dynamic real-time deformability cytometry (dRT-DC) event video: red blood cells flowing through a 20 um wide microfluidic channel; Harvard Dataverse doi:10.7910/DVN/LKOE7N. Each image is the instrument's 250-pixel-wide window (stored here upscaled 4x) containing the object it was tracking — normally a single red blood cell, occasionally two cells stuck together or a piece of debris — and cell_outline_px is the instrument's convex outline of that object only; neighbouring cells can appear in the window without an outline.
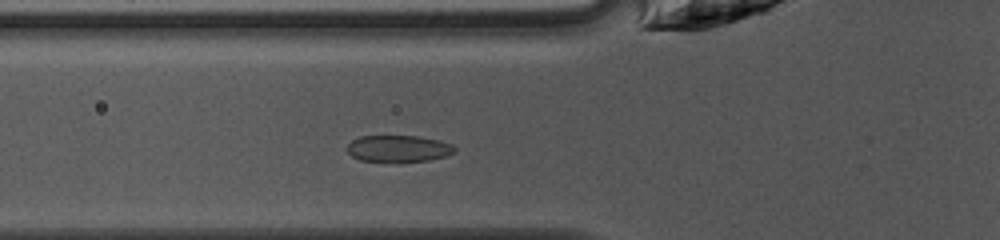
{"species": "common noctule bat (a hibernating species)", "species_latin": "Nyctalus noctula", "temperature_condition": "warm", "stored_images_in_passage": 31, "camera_frame_rate_fps": 3000, "um_per_image_px": 0.085, "animal": {"sex": "female", "body_mass_g": 10.0, "forearm_length_mm": 53.1}, "frame": {"image": 1, "passage_image": 3, "time_ms": 0.667, "image_size_px": [1000, 240], "cell_outline_px": [[456, 152], [444, 156], [428, 160], [400, 164], [396, 164], [360, 160], [352, 156], [344, 148], [352, 140], [360, 136], [416, 136], [440, 140], [452, 144], [456, 148]], "centroid_in_image_um": [33.84, 12.66], "position_along_channel_um": 92.0, "area_um2": 17.4}}
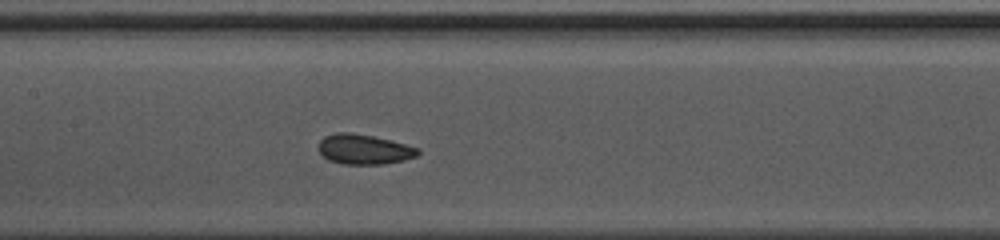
{"frame": {"image": 2, "passage_image": 9, "time_ms": 2.667, "image_size_px": [1000, 240], "cell_outline_px": [[420, 152], [416, 156], [404, 160], [384, 164], [344, 164], [328, 160], [316, 148], [320, 140], [324, 136], [336, 132], [348, 132], [372, 136], [392, 140], [420, 148]], "centroid_in_image_um": [30.93, 12.69], "position_along_channel_um": 176.5, "area_um2": 17.51}}
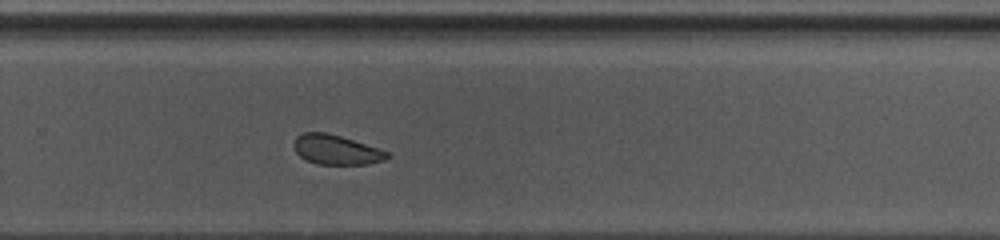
{"frame": {"image": 3, "passage_image": 18, "time_ms": 5.667, "image_size_px": [1000, 240], "cell_outline_px": [[392, 156], [384, 160], [368, 164], [316, 164], [304, 160], [296, 152], [292, 144], [296, 136], [304, 132], [324, 132], [340, 136], [380, 148], [388, 152]], "centroid_in_image_um": [28.57, 12.73], "position_along_channel_um": 301.2, "area_um2": 16.3}, "authors_computed_cell_mechanics": {"area_um2": 17.3978, "velocity_mm_per_s": 4.1691, "shape_relaxation_time_tau1_ms": 2.4653, "shape_relaxation_time_tau2_ms": 5.5918, "deformation_change_tau1": 0.0681, "deformation_change_tau2": 0.0433}}